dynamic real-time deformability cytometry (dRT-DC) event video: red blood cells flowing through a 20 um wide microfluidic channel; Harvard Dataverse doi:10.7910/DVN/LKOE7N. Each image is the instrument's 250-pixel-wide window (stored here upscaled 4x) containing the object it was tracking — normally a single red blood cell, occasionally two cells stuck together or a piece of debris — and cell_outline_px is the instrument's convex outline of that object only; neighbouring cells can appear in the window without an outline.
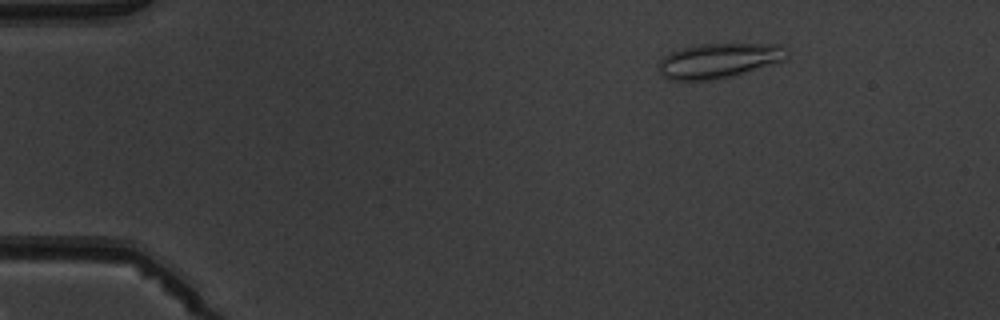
{"species": "common noctule bat (a hibernating species)", "species_latin": "Nyctalus noctula", "temperature_condition": "warm", "stored_images_in_passage": 5, "camera_frame_rate_fps": 3000, "um_per_image_px": 0.085, "animal": {"sex": "male", "body_mass_g": 19.5, "forearm_length_mm": 54.6}, "frame": {"image": 1, "passage_image": 2, "time_ms": 1.333, "image_size_px": [1000, 320], "cell_outline_px": [[788, 60], [732, 76], [708, 80], [672, 80], [664, 76], [660, 72], [660, 60], [668, 52], [680, 48], [700, 44], [784, 44], [788, 56]], "centroid_in_image_um": [61.15, 5.14], "position_along_channel_um": 23.8, "area_um2": 26.13}}
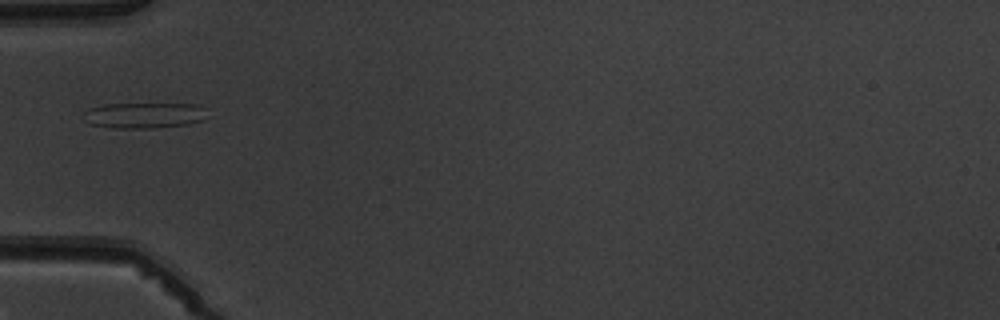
{"frame": {"image": 2, "passage_image": 5, "time_ms": 4.667, "image_size_px": [1000, 320], "cell_outline_px": [[204, 120], [188, 124], [152, 128], [112, 128], [88, 124], [84, 120], [84, 112], [88, 108], [104, 104], [196, 104], [204, 108]], "centroid_in_image_um": [12.19, 9.81], "position_along_channel_um": 72.8, "area_um2": 18.55}}